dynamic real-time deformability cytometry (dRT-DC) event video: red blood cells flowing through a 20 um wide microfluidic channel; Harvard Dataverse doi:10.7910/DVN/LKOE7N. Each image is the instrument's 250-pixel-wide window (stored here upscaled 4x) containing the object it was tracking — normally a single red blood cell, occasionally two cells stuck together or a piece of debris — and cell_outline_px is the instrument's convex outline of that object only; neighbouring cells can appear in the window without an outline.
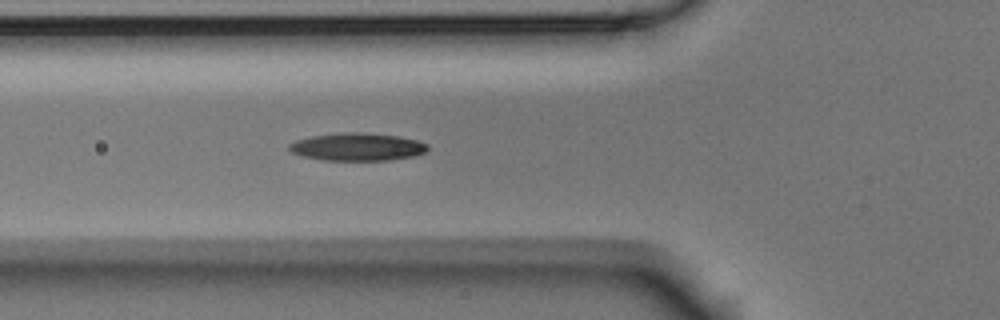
{"species": "Egyptian fruit bat (a non-hibernating species)", "species_latin": "Rousettus aegyptiacus", "temperature_condition": "room temperature", "stored_images_in_passage": 5, "camera_frame_rate_fps": 3000, "um_per_image_px": 0.085, "animal": {"sex": "male"}, "frame": {"image": 1, "passage_image": 5, "time_ms": 1.333, "image_size_px": [1000, 320], "cell_outline_px": [[428, 148], [424, 152], [416, 156], [392, 160], [324, 160], [304, 156], [292, 152], [288, 148], [288, 144], [296, 140], [312, 136], [344, 132], [364, 132], [400, 136], [416, 140], [428, 144]], "centroid_in_image_um": [30.4, 12.48], "position_along_channel_um": 95.4, "area_um2": 22.43}}